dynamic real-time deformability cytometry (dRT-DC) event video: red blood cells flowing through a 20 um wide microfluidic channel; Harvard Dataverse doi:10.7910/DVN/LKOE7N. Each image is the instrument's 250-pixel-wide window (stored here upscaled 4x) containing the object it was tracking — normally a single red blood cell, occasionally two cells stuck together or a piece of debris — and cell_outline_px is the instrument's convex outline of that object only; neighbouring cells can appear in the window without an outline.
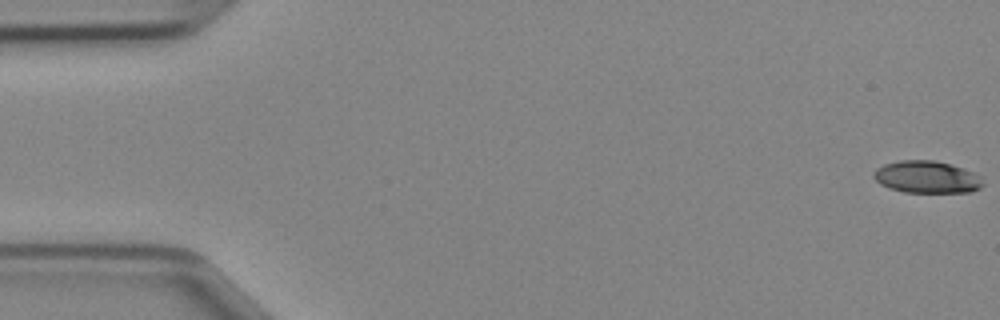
{"species": "Egyptian fruit bat (a non-hibernating species)", "species_latin": "Rousettus aegyptiacus", "temperature_condition": "cold", "stored_images_in_passage": 47, "camera_frame_rate_fps": 3000, "um_per_image_px": 0.085, "animal": {"sex": "female"}, "frame": {"image": 1, "passage_image": 1, "time_ms": 0.0, "image_size_px": [1000, 320], "cell_outline_px": [[984, 184], [980, 188], [972, 192], [904, 192], [888, 188], [880, 184], [872, 176], [872, 172], [876, 168], [884, 164], [900, 160], [932, 160], [964, 168], [980, 176]], "centroid_in_image_um": [78.75, 15.05], "position_along_channel_um": 6.2, "area_um2": 20.58}}
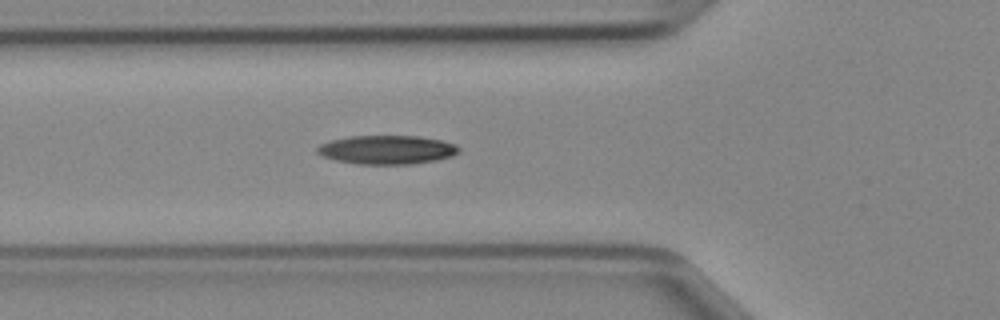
{"frame": {"image": 2, "passage_image": 17, "time_ms": 5.333, "image_size_px": [1000, 320], "cell_outline_px": [[460, 152], [452, 156], [436, 160], [412, 164], [360, 164], [336, 160], [324, 156], [316, 152], [316, 148], [320, 144], [332, 140], [348, 136], [420, 136], [440, 140], [456, 144], [460, 148]], "centroid_in_image_um": [32.91, 12.72], "position_along_channel_um": 92.9, "area_um2": 23.76}}
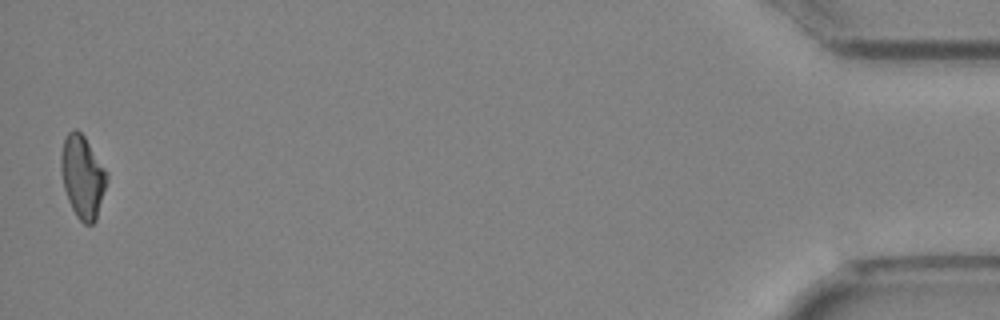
{"frame": {"image": 3, "passage_image": 47, "time_ms": 15.333, "image_size_px": [1000, 320], "cell_outline_px": [[108, 180], [96, 220], [92, 224], [84, 224], [76, 216], [68, 200], [64, 188], [60, 168], [60, 156], [64, 140], [68, 132], [72, 128], [76, 128], [84, 136], [108, 172]], "centroid_in_image_um": [7.02, 15.01], "position_along_channel_um": 428.2, "area_um2": 22.2}}